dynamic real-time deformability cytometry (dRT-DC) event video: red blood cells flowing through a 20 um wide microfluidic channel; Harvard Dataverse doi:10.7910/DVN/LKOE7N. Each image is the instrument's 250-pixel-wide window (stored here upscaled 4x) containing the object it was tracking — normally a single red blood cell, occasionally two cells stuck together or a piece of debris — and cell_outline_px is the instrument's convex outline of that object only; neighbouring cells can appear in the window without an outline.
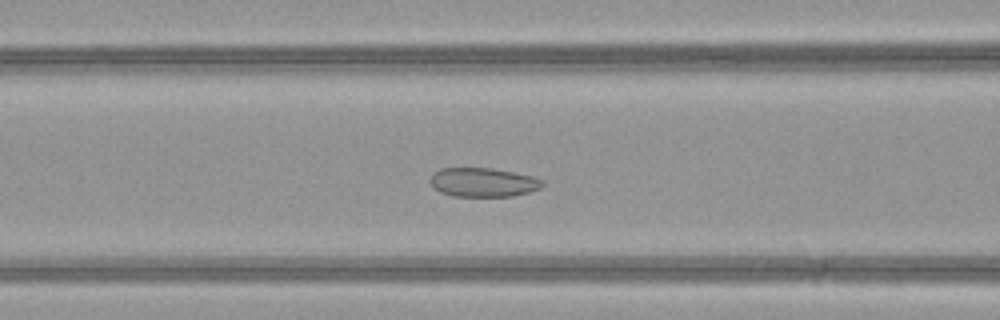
{"species": "common noctule bat (a hibernating species)", "species_latin": "Nyctalus noctula", "temperature_condition": "warm", "stored_images_in_passage": 48, "camera_frame_rate_fps": 3000, "um_per_image_px": 0.085, "animal": {"sex": "female", "body_mass_g": 21.9}, "frame": {"image": 1, "passage_image": 20, "time_ms": 6.333, "image_size_px": [1000, 320], "cell_outline_px": [[544, 184], [540, 188], [528, 192], [512, 196], [452, 196], [440, 192], [428, 180], [432, 172], [440, 168], [492, 168], [532, 176], [544, 180]], "centroid_in_image_um": [41.04, 15.49], "position_along_channel_um": 125.6, "area_um2": 19.02}}
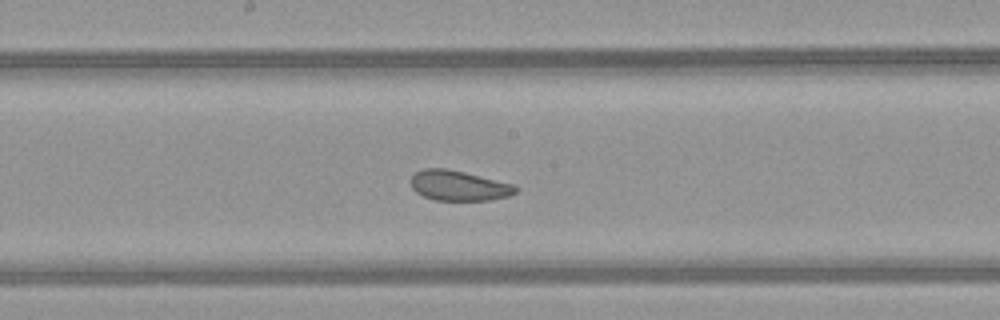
{"frame": {"image": 2, "passage_image": 26, "time_ms": 8.333, "image_size_px": [1000, 320], "cell_outline_px": [[520, 188], [516, 192], [508, 196], [488, 200], [436, 200], [424, 196], [416, 192], [412, 188], [412, 176], [416, 172], [424, 168], [448, 168], [512, 184]], "centroid_in_image_um": [38.99, 15.77], "position_along_channel_um": 209.2, "area_um2": 18.21}}
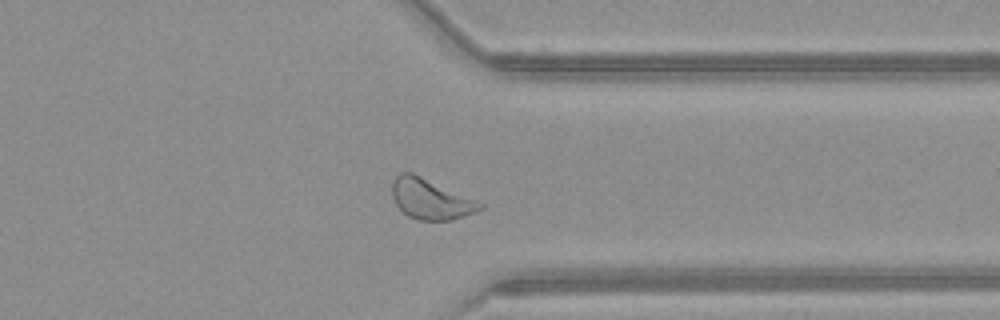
{"frame": {"image": 3, "passage_image": 38, "time_ms": 12.333, "image_size_px": [1000, 320], "cell_outline_px": [[484, 208], [476, 212], [452, 220], [420, 220], [408, 216], [396, 204], [392, 196], [392, 180], [400, 172], [412, 172], [476, 200], [484, 204]], "centroid_in_image_um": [36.59, 16.92], "position_along_channel_um": 374.8, "area_um2": 20.58}, "authors_computed_cell_mechanics": {"area_um2": 21.5883, "velocity_mm_per_s": 4.1755, "shape_relaxation_time_tau1_ms": null, "shape_relaxation_time_tau2_ms": 2.5588, "deformation_change_tau1": null, "deformation_change_tau2": 0.0859}}